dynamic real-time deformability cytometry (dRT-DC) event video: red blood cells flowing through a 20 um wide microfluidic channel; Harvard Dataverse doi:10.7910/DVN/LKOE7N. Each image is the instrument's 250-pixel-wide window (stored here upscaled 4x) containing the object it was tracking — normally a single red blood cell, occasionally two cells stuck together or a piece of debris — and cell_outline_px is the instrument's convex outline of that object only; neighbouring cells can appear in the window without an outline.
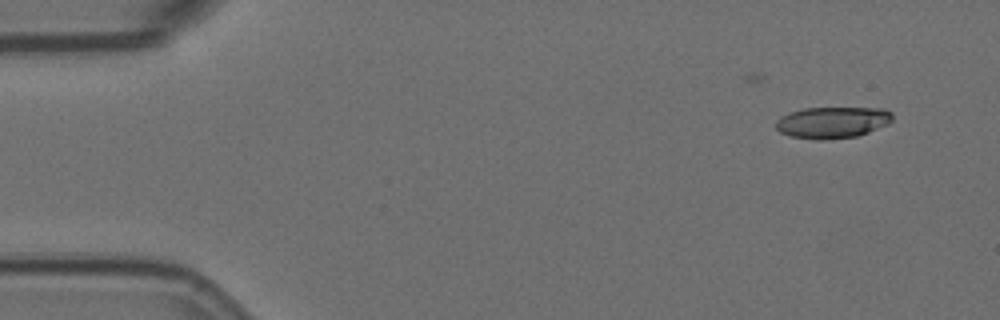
{"species": "Egyptian fruit bat (a non-hibernating species)", "species_latin": "Rousettus aegyptiacus", "temperature_condition": "room temperature", "stored_images_in_passage": 10, "camera_frame_rate_fps": 3000, "um_per_image_px": 0.085, "animal": {"sex": "female"}, "frame": {"image": 1, "passage_image": 1, "time_ms": 0.0, "image_size_px": [1000, 320], "cell_outline_px": [[892, 120], [888, 124], [868, 132], [856, 136], [820, 140], [816, 140], [788, 136], [780, 132], [776, 128], [776, 120], [780, 116], [788, 112], [804, 108], [884, 108], [892, 112]], "centroid_in_image_um": [70.72, 10.4], "position_along_channel_um": 14.3, "area_um2": 21.5}}
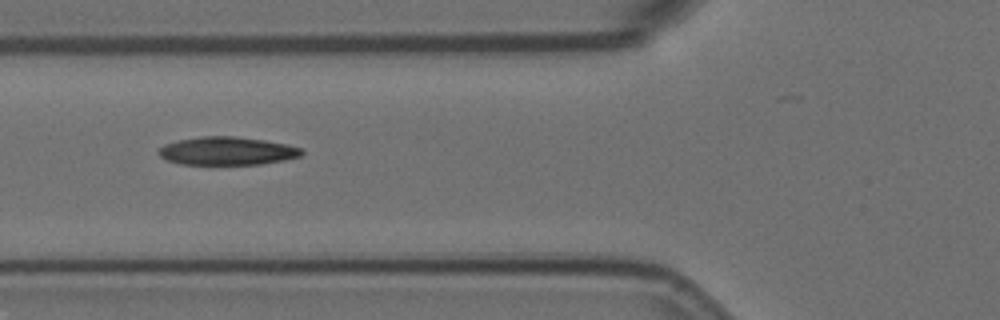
{"frame": {"image": 2, "passage_image": 6, "time_ms": 1.667, "image_size_px": [1000, 320], "cell_outline_px": [[304, 152], [300, 156], [284, 160], [260, 164], [180, 164], [168, 160], [160, 156], [156, 152], [164, 144], [176, 140], [200, 136], [232, 136], [264, 140], [288, 144], [300, 148]], "centroid_in_image_um": [19.28, 12.82], "position_along_channel_um": 106.5, "area_um2": 23.47}}
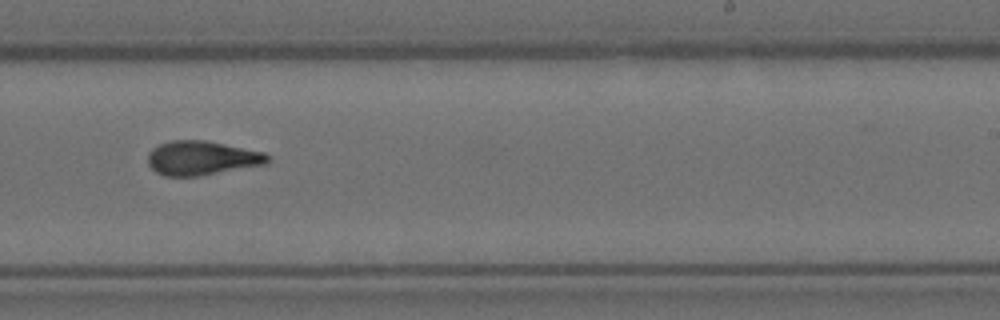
{"frame": {"image": 3, "passage_image": 10, "time_ms": 3.0, "image_size_px": [1000, 320], "cell_outline_px": [[272, 160], [268, 164], [200, 176], [164, 176], [156, 172], [148, 164], [148, 152], [152, 148], [160, 144], [172, 140], [204, 140], [264, 152], [272, 156]], "centroid_in_image_um": [17.19, 13.44], "position_along_channel_um": 271.8, "area_um2": 24.1}}